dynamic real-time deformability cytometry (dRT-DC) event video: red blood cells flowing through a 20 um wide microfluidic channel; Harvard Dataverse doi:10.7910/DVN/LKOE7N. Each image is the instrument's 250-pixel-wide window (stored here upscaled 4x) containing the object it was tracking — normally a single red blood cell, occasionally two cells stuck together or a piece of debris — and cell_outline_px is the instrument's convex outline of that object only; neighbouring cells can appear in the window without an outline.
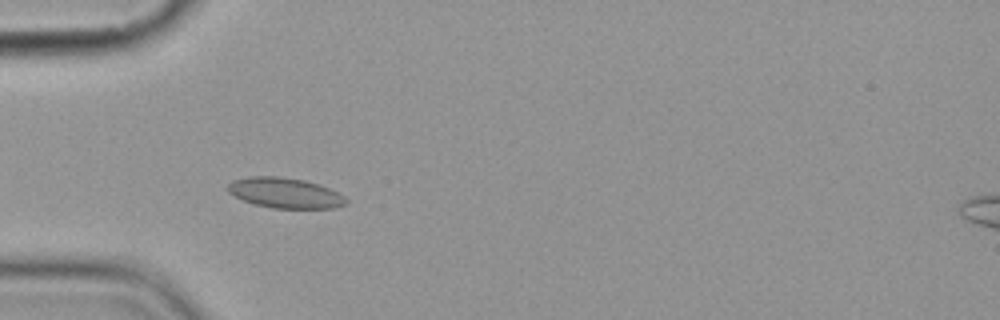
{"species": "common noctule bat (a hibernating species)", "species_latin": "Nyctalus noctula", "temperature_condition": "cold", "stored_images_in_passage": 4, "camera_frame_rate_fps": 3000, "um_per_image_px": 0.085, "animal": {"sex": "female", "body_mass_g": 19.9}, "frame": {"image": 1, "passage_image": 3, "time_ms": 3.333, "image_size_px": [1000, 320], "cell_outline_px": [[348, 204], [336, 208], [272, 208], [256, 204], [244, 200], [228, 192], [228, 184], [232, 180], [248, 176], [280, 176], [304, 180], [320, 184], [344, 196], [348, 200]], "centroid_in_image_um": [24.25, 16.39], "position_along_channel_um": 60.7, "area_um2": 20.92}}
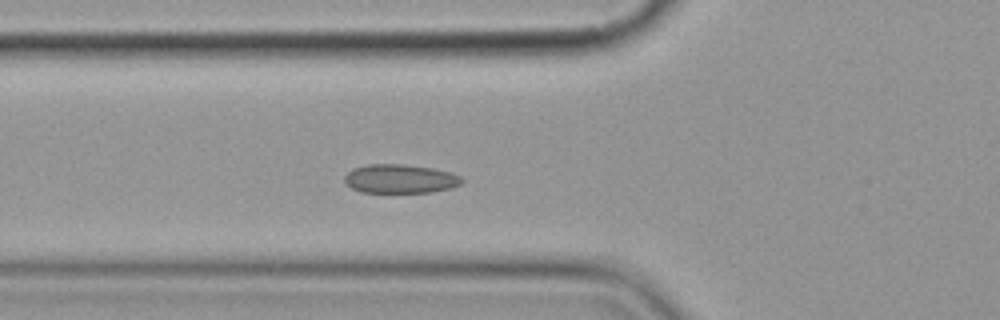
{"frame": {"image": 2, "passage_image": 4, "time_ms": 4.333, "image_size_px": [1000, 320], "cell_outline_px": [[464, 180], [460, 184], [452, 188], [432, 192], [360, 192], [352, 188], [344, 180], [344, 176], [352, 168], [368, 164], [404, 164], [432, 168], [448, 172], [460, 176]], "centroid_in_image_um": [34.0, 15.19], "position_along_channel_um": 91.8, "area_um2": 19.71}}